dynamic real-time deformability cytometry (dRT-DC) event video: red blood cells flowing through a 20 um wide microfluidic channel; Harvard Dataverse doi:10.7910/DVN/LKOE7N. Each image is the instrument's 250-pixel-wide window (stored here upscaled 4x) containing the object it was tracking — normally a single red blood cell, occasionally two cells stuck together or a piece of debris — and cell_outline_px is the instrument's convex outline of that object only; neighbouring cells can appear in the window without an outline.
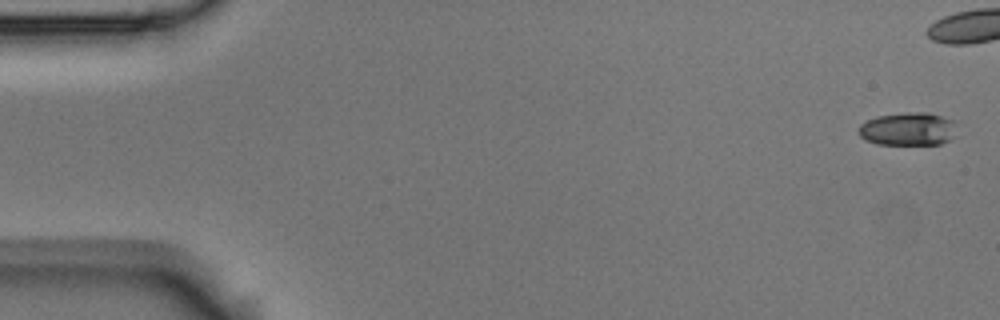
{"species": "Egyptian fruit bat (a non-hibernating species)", "species_latin": "Rousettus aegyptiacus", "temperature_condition": "room temperature", "stored_images_in_passage": 5, "camera_frame_rate_fps": 3000, "um_per_image_px": 0.085, "animal": {"sex": "male"}, "frame": {"image": 1, "passage_image": 1, "time_ms": 0.0, "image_size_px": [1000, 320], "cell_outline_px": [[952, 136], [948, 140], [940, 144], [876, 144], [860, 136], [860, 124], [876, 116], [908, 112], [928, 112], [952, 120]], "centroid_in_image_um": [77.13, 10.96], "position_along_channel_um": 7.9, "area_um2": 18.44}}